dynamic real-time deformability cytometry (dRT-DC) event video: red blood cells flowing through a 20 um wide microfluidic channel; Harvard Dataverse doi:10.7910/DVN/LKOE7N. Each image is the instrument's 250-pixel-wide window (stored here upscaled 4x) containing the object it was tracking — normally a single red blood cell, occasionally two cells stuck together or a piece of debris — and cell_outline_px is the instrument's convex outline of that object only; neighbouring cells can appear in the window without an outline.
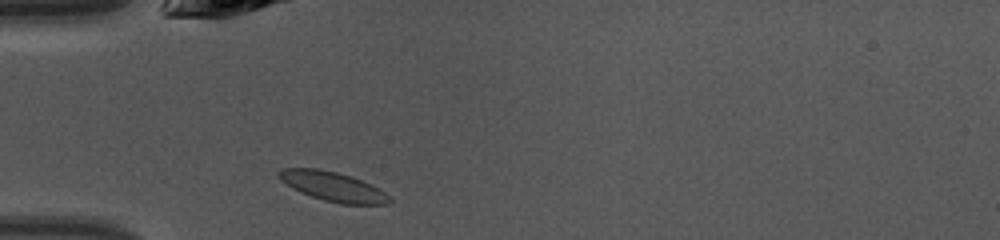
{"species": "common noctule bat (a hibernating species)", "species_latin": "Nyctalus noctula", "temperature_condition": "warm", "stored_images_in_passage": 35, "camera_frame_rate_fps": 3000, "um_per_image_px": 0.085, "animal": {"sex": "female", "body_mass_g": 10.0, "forearm_length_mm": 53.1}, "frame": {"image": 1, "passage_image": 2, "time_ms": 0.333, "image_size_px": [1000, 240], "cell_outline_px": [[392, 200], [388, 204], [340, 204], [324, 200], [300, 192], [292, 188], [280, 180], [276, 176], [276, 172], [284, 168], [316, 168], [336, 172], [352, 176], [372, 184], [384, 192]], "centroid_in_image_um": [28.27, 15.84], "position_along_channel_um": 56.7, "area_um2": 19.02}}
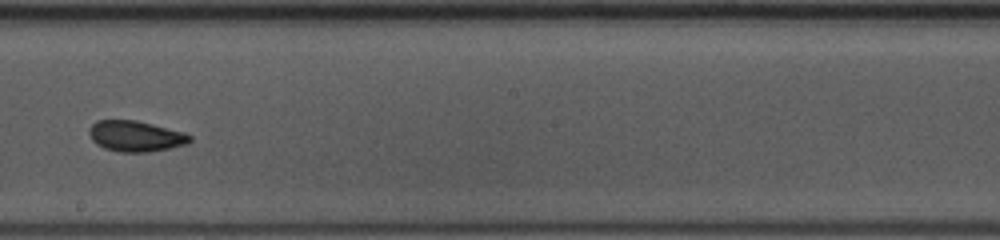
{"frame": {"image": 2, "passage_image": 15, "time_ms": 4.667, "image_size_px": [1000, 240], "cell_outline_px": [[192, 140], [188, 144], [172, 148], [148, 152], [120, 152], [104, 148], [96, 144], [92, 140], [88, 132], [88, 128], [96, 120], [136, 120], [184, 132], [192, 136]], "centroid_in_image_um": [11.53, 11.58], "position_along_channel_um": 236.7, "area_um2": 18.26}}
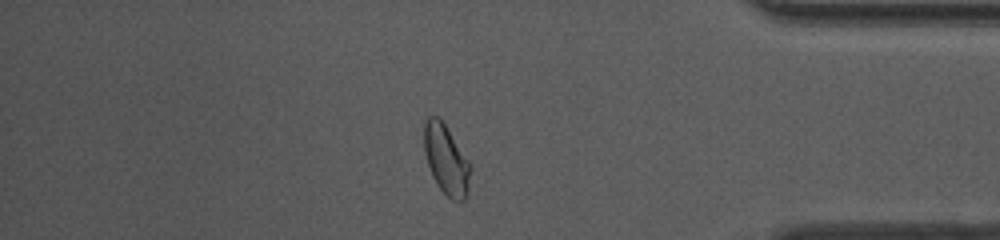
{"frame": {"image": 3, "passage_image": 28, "time_ms": 9.0, "image_size_px": [1000, 240], "cell_outline_px": [[472, 168], [468, 192], [464, 200], [452, 200], [440, 188], [432, 176], [424, 152], [424, 124], [428, 116], [436, 116], [444, 124], [472, 164]], "centroid_in_image_um": [37.95, 13.58], "position_along_channel_um": 397.3, "area_um2": 18.79}, "authors_computed_cell_mechanics": {"area_um2": 18.2648, "velocity_mm_per_s": 4.2746, "shape_relaxation_time_tau1_ms": 4.4995, "shape_relaxation_time_tau2_ms": 1.8994, "deformation_change_tau1": 0.139, "deformation_change_tau2": 0.0537}}